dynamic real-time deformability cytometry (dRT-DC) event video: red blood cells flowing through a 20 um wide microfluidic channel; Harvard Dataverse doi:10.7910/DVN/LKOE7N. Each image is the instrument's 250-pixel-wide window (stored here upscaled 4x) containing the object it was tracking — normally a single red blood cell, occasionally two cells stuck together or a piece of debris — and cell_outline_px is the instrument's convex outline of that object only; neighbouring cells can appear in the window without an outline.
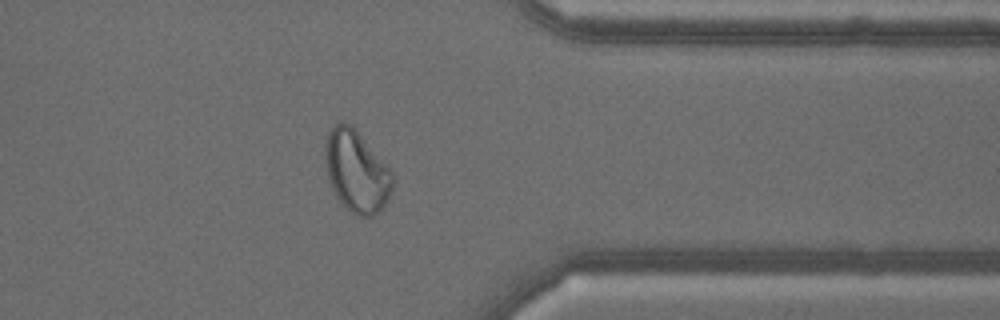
{"species": "common noctule bat (a hibernating species)", "species_latin": "Nyctalus noctula", "temperature_condition": "warm", "stored_images_in_passage": 51, "camera_frame_rate_fps": 3000, "um_per_image_px": 0.085, "animal": {"sex": "male", "body_mass_g": 18.8}, "frame": {"image": 1, "passage_image": 44, "time_ms": 14.333, "image_size_px": [1000, 320], "cell_outline_px": [[392, 188], [384, 204], [372, 216], [356, 216], [336, 196], [332, 188], [328, 176], [328, 132], [340, 120], [344, 120], [356, 128], [392, 172]], "centroid_in_image_um": [30.33, 14.54], "position_along_channel_um": 381.1, "area_um2": 30.92}}